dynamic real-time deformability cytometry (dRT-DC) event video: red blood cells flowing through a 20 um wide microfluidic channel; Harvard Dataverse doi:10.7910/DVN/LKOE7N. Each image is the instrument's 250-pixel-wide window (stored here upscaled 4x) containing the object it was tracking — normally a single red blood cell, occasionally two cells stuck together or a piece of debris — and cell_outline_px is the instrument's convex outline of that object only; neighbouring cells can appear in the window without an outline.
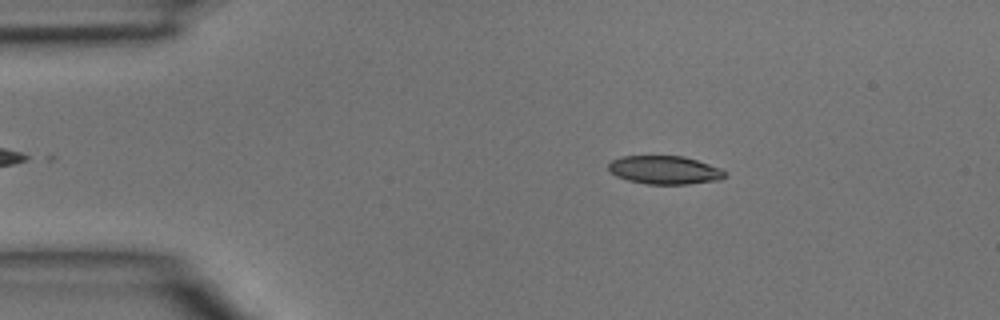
{"species": "common noctule bat (a hibernating species)", "species_latin": "Nyctalus noctula", "temperature_condition": "room temperature", "stored_images_in_passage": 43, "camera_frame_rate_fps": 3000, "um_per_image_px": 0.085, "animal": {"sex": "male", "body_mass_g": 15.6}, "frame": {"image": 1, "passage_image": 6, "time_ms": 1.667, "image_size_px": [1000, 320], "cell_outline_px": [[728, 176], [720, 180], [688, 184], [648, 184], [628, 180], [616, 176], [608, 168], [608, 164], [612, 160], [620, 156], [684, 156], [720, 168], [728, 172]], "centroid_in_image_um": [56.53, 14.45], "position_along_channel_um": 28.5, "area_um2": 19.31}}
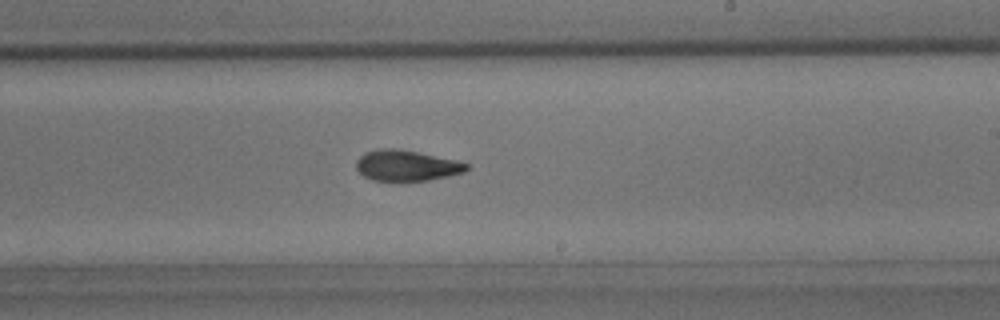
{"frame": {"image": 2, "passage_image": 25, "time_ms": 8.0, "image_size_px": [1000, 320], "cell_outline_px": [[468, 168], [464, 172], [448, 176], [428, 180], [372, 180], [364, 176], [356, 168], [356, 160], [364, 152], [380, 148], [396, 148], [456, 160], [468, 164]], "centroid_in_image_um": [34.52, 14.06], "position_along_channel_um": 254.5, "area_um2": 19.54}}
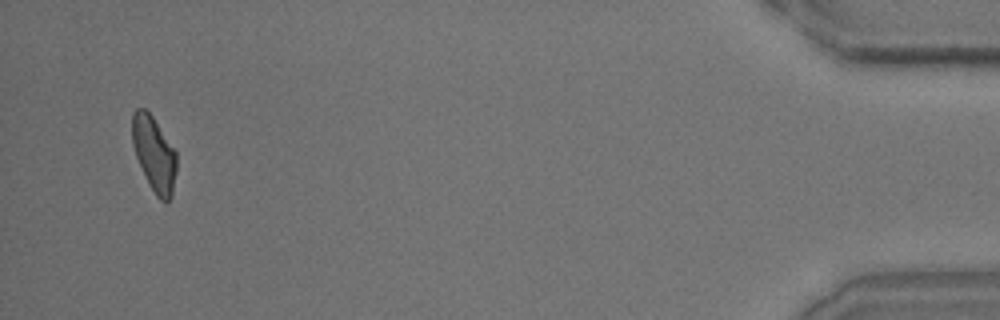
{"frame": {"image": 3, "passage_image": 42, "time_ms": 13.667, "image_size_px": [1000, 320], "cell_outline_px": [[176, 172], [172, 196], [168, 200], [160, 200], [156, 196], [136, 156], [132, 144], [132, 112], [136, 108], [144, 108], [152, 116], [176, 152]], "centroid_in_image_um": [13.09, 13.05], "position_along_channel_um": 422.1, "area_um2": 18.96}}